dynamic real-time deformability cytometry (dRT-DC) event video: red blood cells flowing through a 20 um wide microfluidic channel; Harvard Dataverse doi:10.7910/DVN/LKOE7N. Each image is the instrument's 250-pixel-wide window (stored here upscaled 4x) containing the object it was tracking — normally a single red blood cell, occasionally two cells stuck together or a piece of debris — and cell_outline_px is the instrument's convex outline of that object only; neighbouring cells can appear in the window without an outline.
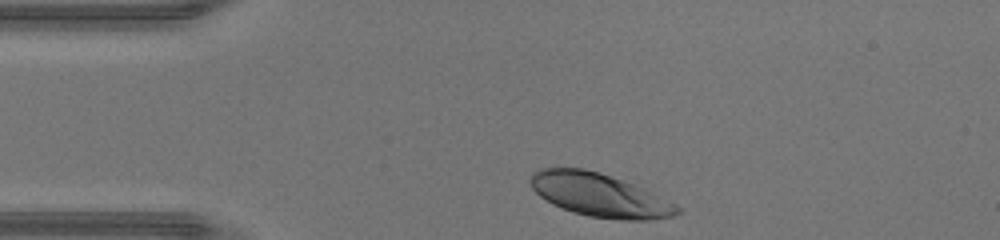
{"species": "human", "species_latin": "Homo sapiens", "temperature_condition": "warm", "stored_images_in_passage": 29, "camera_frame_rate_fps": 3000, "um_per_image_px": 0.085, "donor": {"sex": "male"}, "frame": {"image": 1, "passage_image": 1, "time_ms": 0.0, "image_size_px": [1000, 240], "cell_outline_px": [[680, 212], [672, 216], [652, 220], [620, 220], [588, 216], [572, 212], [552, 204], [540, 196], [532, 188], [528, 180], [532, 172], [540, 168], [584, 168], [600, 172], [644, 188], [676, 204], [680, 208]], "centroid_in_image_um": [50.94, 16.58], "position_along_channel_um": 34.1, "area_um2": 37.22}}
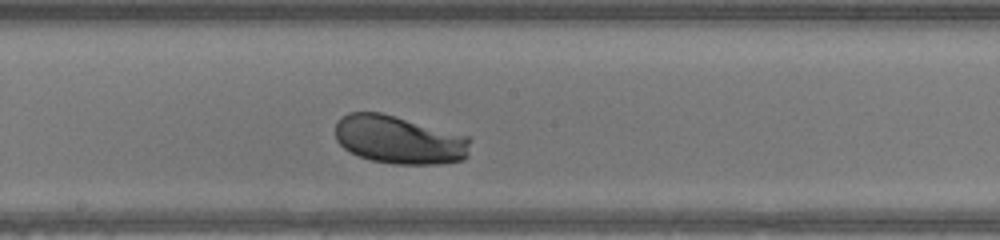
{"frame": {"image": 2, "passage_image": 16, "time_ms": 5.0, "image_size_px": [1000, 240], "cell_outline_px": [[472, 140], [468, 156], [464, 160], [440, 164], [392, 164], [372, 160], [360, 156], [344, 148], [336, 140], [336, 120], [340, 116], [348, 112], [380, 112], [472, 136]], "centroid_in_image_um": [33.98, 11.87], "position_along_channel_um": 214.2, "area_um2": 38.49}}
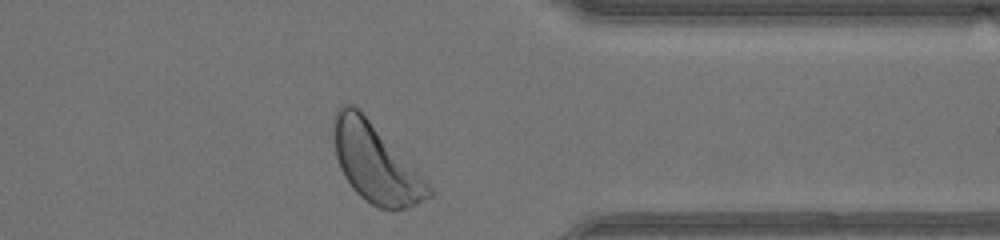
{"frame": {"image": 3, "passage_image": 28, "time_ms": 9.0, "image_size_px": [1000, 240], "cell_outline_px": [[432, 196], [408, 208], [392, 212], [380, 208], [364, 200], [352, 188], [344, 176], [340, 168], [336, 156], [332, 132], [332, 120], [336, 108], [340, 104], [352, 104], [416, 168], [432, 188]], "centroid_in_image_um": [31.89, 13.89], "position_along_channel_um": 379.5, "area_um2": 43.41}, "authors_computed_cell_mechanics": {"area_um2": 37.8012, "velocity_mm_per_s": 4.3984, "shape_relaxation_time_tau1_ms": 1.2914, "shape_relaxation_time_tau2_ms": null, "deformation_change_tau1": 0.1073, "deformation_change_tau2": null}}